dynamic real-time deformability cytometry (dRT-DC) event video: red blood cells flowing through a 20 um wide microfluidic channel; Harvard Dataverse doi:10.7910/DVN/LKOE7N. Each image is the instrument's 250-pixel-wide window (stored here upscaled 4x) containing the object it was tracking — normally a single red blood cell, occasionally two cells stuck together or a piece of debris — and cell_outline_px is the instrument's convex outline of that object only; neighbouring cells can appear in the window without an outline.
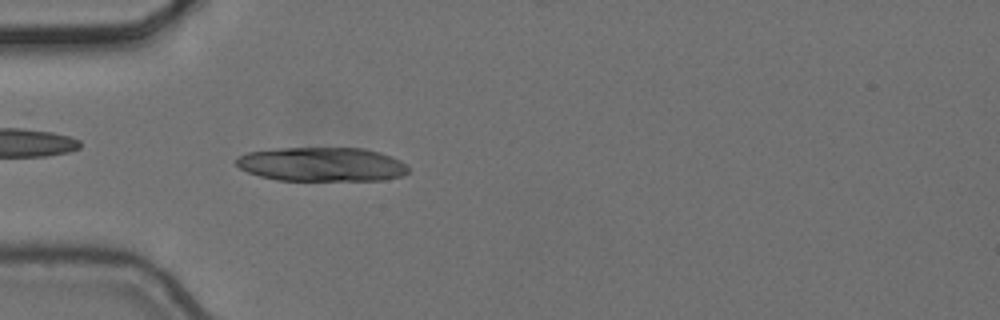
{"species": "common noctule bat (a hibernating species)", "species_latin": "Nyctalus noctula", "temperature_condition": "cold", "stored_images_in_passage": 4, "camera_frame_rate_fps": 3000, "um_per_image_px": 0.085, "animal": {"sex": "female", "body_mass_g": 24.6, "forearm_length_mm": 56.2}, "frame": {"image": 1, "passage_image": 4, "time_ms": 1.0, "image_size_px": [1000, 320], "cell_outline_px": [[408, 172], [404, 176], [384, 180], [276, 180], [260, 176], [248, 172], [240, 168], [236, 164], [236, 160], [240, 156], [248, 152], [276, 148], [364, 148], [380, 152], [392, 156], [408, 164]], "centroid_in_image_um": [27.4, 13.97], "position_along_channel_um": 57.6, "area_um2": 34.39}}